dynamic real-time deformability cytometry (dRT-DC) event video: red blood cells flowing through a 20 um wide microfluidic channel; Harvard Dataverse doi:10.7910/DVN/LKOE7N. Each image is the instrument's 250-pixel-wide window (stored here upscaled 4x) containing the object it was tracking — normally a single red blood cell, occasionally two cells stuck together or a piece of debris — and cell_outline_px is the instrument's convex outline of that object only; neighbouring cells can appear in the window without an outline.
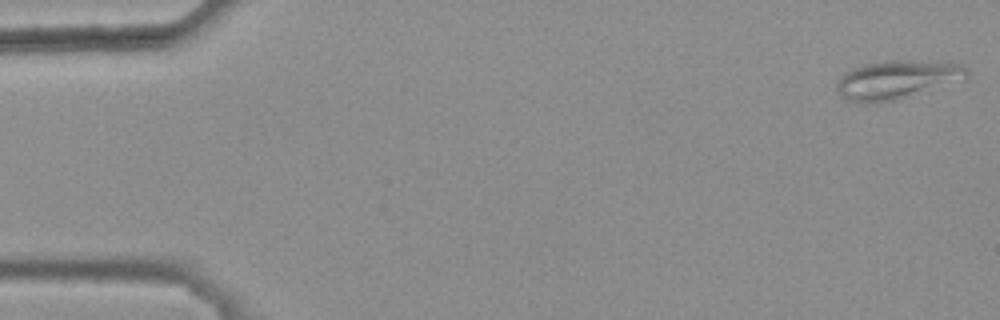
{"species": "common noctule bat (a hibernating species)", "species_latin": "Nyctalus noctula", "temperature_condition": "warm", "stored_images_in_passage": 47, "camera_frame_rate_fps": 3000, "um_per_image_px": 0.085, "animal": {"sex": "female", "body_mass_g": 25.1}, "frame": {"image": 1, "passage_image": 1, "time_ms": 0.0, "image_size_px": [1000, 320], "cell_outline_px": [[968, 76], [896, 100], [868, 104], [848, 100], [840, 96], [836, 92], [836, 84], [840, 76], [844, 72], [852, 68], [864, 64], [888, 60], [908, 60], [964, 64], [968, 68]], "centroid_in_image_um": [76.12, 6.76], "position_along_channel_um": 8.9, "area_um2": 28.9}}
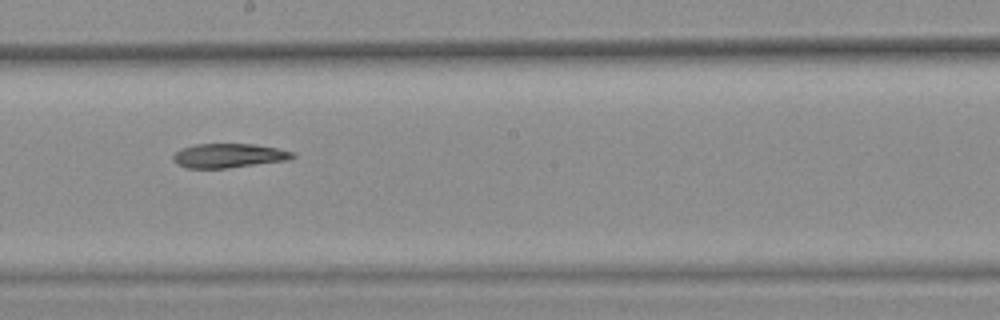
{"frame": {"image": 2, "passage_image": 29, "time_ms": 9.333, "image_size_px": [1000, 320], "cell_outline_px": [[296, 156], [288, 160], [224, 168], [188, 168], [176, 164], [172, 160], [172, 156], [180, 148], [196, 144], [256, 144], [276, 148], [292, 152]], "centroid_in_image_um": [19.39, 13.22], "position_along_channel_um": 228.8, "area_um2": 16.76}}
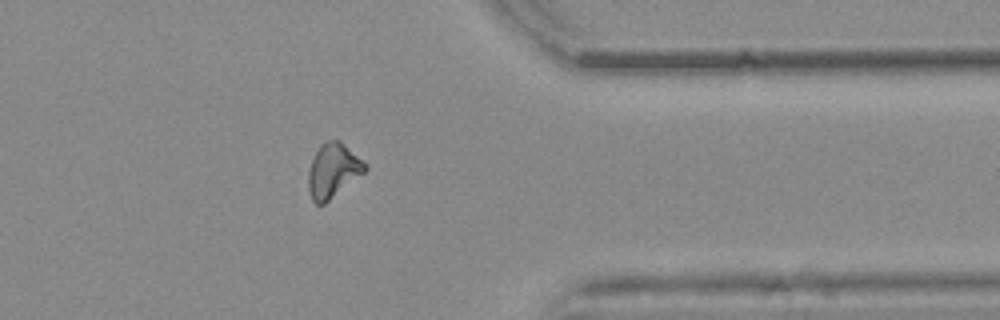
{"frame": {"image": 3, "passage_image": 42, "time_ms": 13.667, "image_size_px": [1000, 320], "cell_outline_px": [[368, 168], [364, 172], [324, 204], [316, 204], [312, 200], [308, 188], [308, 172], [312, 160], [320, 144], [328, 140], [340, 140]], "centroid_in_image_um": [28.26, 14.51], "position_along_channel_um": 383.1, "area_um2": 17.4}}